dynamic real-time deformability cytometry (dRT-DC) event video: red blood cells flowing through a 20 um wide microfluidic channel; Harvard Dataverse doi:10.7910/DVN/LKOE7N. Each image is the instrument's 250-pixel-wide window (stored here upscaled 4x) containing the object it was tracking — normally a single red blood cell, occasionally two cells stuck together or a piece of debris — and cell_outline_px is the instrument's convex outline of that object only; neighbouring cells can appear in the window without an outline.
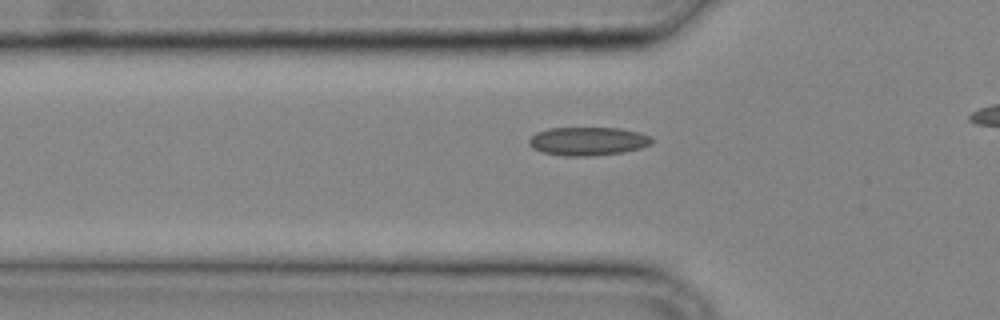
{"species": "common noctule bat (a hibernating species)", "species_latin": "Nyctalus noctula", "temperature_condition": "cold", "stored_images_in_passage": 17, "camera_frame_rate_fps": 3000, "um_per_image_px": 0.085, "animal": {"sex": "male", "body_mass_g": 20.4}, "frame": {"image": 1, "passage_image": 8, "time_ms": 2.333, "image_size_px": [1000, 320], "cell_outline_px": [[652, 144], [640, 148], [624, 152], [592, 156], [564, 156], [544, 152], [532, 148], [528, 144], [528, 140], [536, 132], [548, 128], [620, 128], [640, 132], [652, 136]], "centroid_in_image_um": [49.99, 12.0], "position_along_channel_um": 75.8, "area_um2": 20.52}}
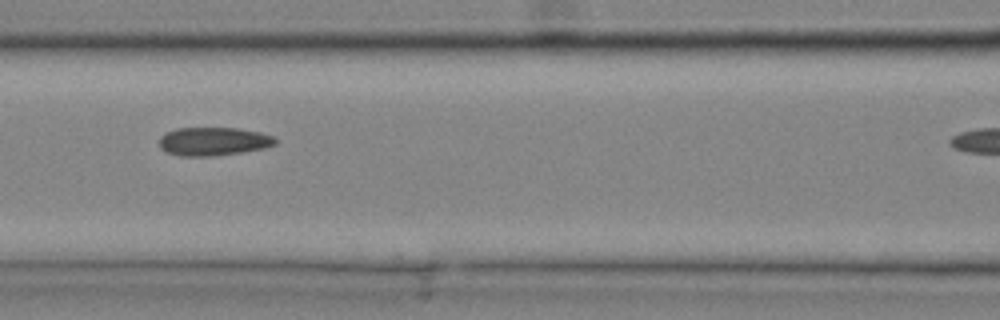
{"frame": {"image": 2, "passage_image": 12, "time_ms": 3.667, "image_size_px": [1000, 320], "cell_outline_px": [[276, 144], [264, 148], [240, 152], [212, 156], [180, 156], [164, 152], [160, 148], [160, 136], [176, 128], [236, 128], [260, 132], [272, 136], [276, 140]], "centroid_in_image_um": [18.11, 12.02], "position_along_channel_um": 148.5, "area_um2": 19.13}}